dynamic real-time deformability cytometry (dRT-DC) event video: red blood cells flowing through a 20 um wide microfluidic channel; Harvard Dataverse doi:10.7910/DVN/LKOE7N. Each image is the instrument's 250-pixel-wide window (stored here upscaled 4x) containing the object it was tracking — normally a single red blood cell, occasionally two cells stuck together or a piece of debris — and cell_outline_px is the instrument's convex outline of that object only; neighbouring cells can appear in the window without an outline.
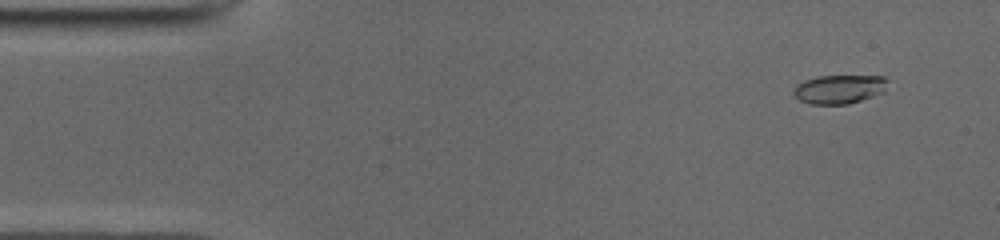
{"species": "common noctule bat (a hibernating species)", "species_latin": "Nyctalus noctula", "temperature_condition": "cold", "stored_images_in_passage": 12, "camera_frame_rate_fps": 3000, "um_per_image_px": 0.085, "animal": {"sex": "male", "body_mass_g": 19.0, "forearm_length_mm": 50.8}, "frame": {"image": 1, "passage_image": 4, "time_ms": 1.0, "image_size_px": [1000, 240], "cell_outline_px": [[888, 80], [884, 92], [848, 104], [812, 104], [800, 100], [792, 92], [796, 84], [804, 80], [816, 76], [884, 76]], "centroid_in_image_um": [71.32, 7.57], "position_along_channel_um": 13.7, "area_um2": 15.78}}